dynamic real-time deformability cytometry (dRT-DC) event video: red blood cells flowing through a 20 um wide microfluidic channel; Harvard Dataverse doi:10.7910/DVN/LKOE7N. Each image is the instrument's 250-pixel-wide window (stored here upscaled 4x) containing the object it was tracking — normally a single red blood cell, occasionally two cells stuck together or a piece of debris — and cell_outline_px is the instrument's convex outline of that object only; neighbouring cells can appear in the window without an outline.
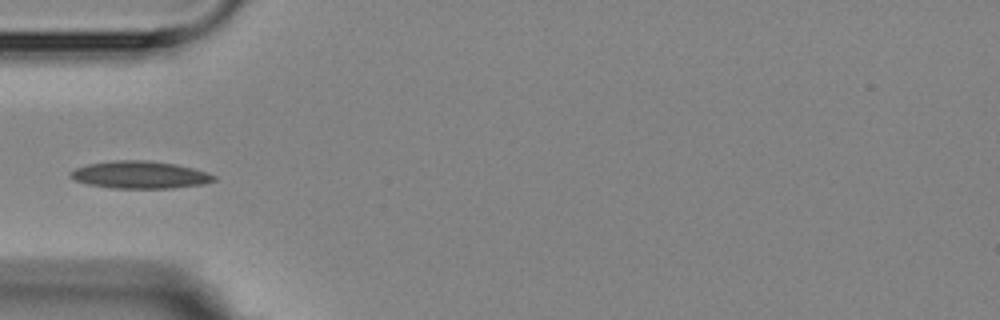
{"species": "Egyptian fruit bat (a non-hibernating species)", "species_latin": "Rousettus aegyptiacus", "temperature_condition": "room temperature", "stored_images_in_passage": 6, "camera_frame_rate_fps": 3000, "um_per_image_px": 0.085, "animal": {"sex": "female"}, "frame": {"image": 1, "passage_image": 5, "time_ms": 5.0, "image_size_px": [1000, 320], "cell_outline_px": [[216, 180], [204, 184], [172, 188], [112, 188], [88, 184], [76, 180], [68, 176], [68, 172], [76, 168], [88, 164], [112, 160], [148, 160], [176, 164], [192, 168], [216, 176]], "centroid_in_image_um": [11.87, 14.85], "position_along_channel_um": 73.1, "area_um2": 22.89}}
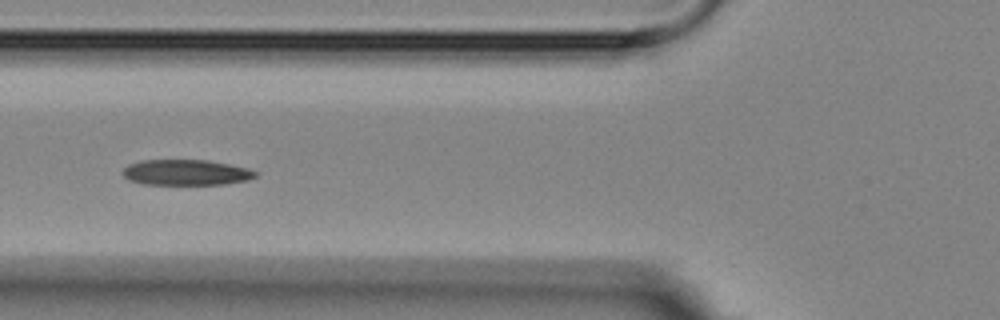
{"frame": {"image": 2, "passage_image": 6, "time_ms": 6.0, "image_size_px": [1000, 320], "cell_outline_px": [[260, 172], [256, 176], [248, 180], [224, 184], [144, 184], [128, 180], [120, 172], [128, 164], [140, 160], [208, 160], [232, 164], [248, 168]], "centroid_in_image_um": [15.82, 14.65], "position_along_channel_um": 110.0, "area_um2": 20.06}}